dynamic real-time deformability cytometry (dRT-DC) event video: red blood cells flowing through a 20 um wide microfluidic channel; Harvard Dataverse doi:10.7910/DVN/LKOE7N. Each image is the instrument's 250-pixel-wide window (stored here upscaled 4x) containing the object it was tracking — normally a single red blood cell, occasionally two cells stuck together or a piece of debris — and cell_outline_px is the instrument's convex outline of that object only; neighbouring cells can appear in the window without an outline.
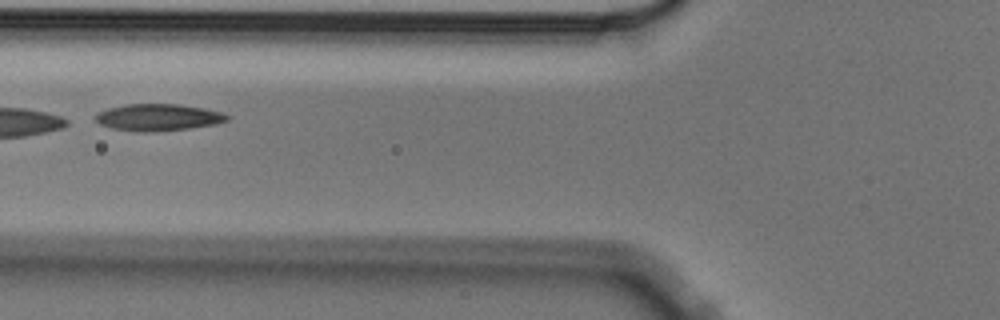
{"species": "Egyptian fruit bat (a non-hibernating species)", "species_latin": "Rousettus aegyptiacus", "temperature_condition": "cold", "stored_images_in_passage": 4, "camera_frame_rate_fps": 3000, "um_per_image_px": 0.085, "animal": {"sex": "male"}, "frame": {"image": 1, "passage_image": 4, "time_ms": 1.0, "image_size_px": [1000, 320], "cell_outline_px": [[228, 120], [216, 124], [188, 128], [148, 132], [136, 132], [112, 128], [100, 124], [92, 116], [96, 112], [108, 108], [124, 104], [180, 104], [204, 108], [224, 112], [228, 116]], "centroid_in_image_um": [13.41, 9.96], "position_along_channel_um": 112.4, "area_um2": 20.75}}